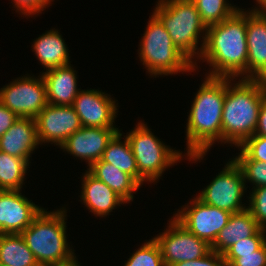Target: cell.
<instances>
[{
  "instance_id": "cell-1",
  "label": "cell",
  "mask_w": 266,
  "mask_h": 266,
  "mask_svg": "<svg viewBox=\"0 0 266 266\" xmlns=\"http://www.w3.org/2000/svg\"><path fill=\"white\" fill-rule=\"evenodd\" d=\"M244 10L240 8L229 18L207 27L199 58L212 67L205 76L247 79V26Z\"/></svg>"
},
{
  "instance_id": "cell-2",
  "label": "cell",
  "mask_w": 266,
  "mask_h": 266,
  "mask_svg": "<svg viewBox=\"0 0 266 266\" xmlns=\"http://www.w3.org/2000/svg\"><path fill=\"white\" fill-rule=\"evenodd\" d=\"M203 81L192 102L186 124V157L195 163L206 156L215 142L222 144L226 78L205 76Z\"/></svg>"
},
{
  "instance_id": "cell-3",
  "label": "cell",
  "mask_w": 266,
  "mask_h": 266,
  "mask_svg": "<svg viewBox=\"0 0 266 266\" xmlns=\"http://www.w3.org/2000/svg\"><path fill=\"white\" fill-rule=\"evenodd\" d=\"M233 81V82H232ZM266 99V81L226 78L222 114V142L239 147L254 135L262 102Z\"/></svg>"
},
{
  "instance_id": "cell-4",
  "label": "cell",
  "mask_w": 266,
  "mask_h": 266,
  "mask_svg": "<svg viewBox=\"0 0 266 266\" xmlns=\"http://www.w3.org/2000/svg\"><path fill=\"white\" fill-rule=\"evenodd\" d=\"M66 213L65 206L53 212L44 208L21 233L40 266L64 264L76 258L67 241Z\"/></svg>"
},
{
  "instance_id": "cell-5",
  "label": "cell",
  "mask_w": 266,
  "mask_h": 266,
  "mask_svg": "<svg viewBox=\"0 0 266 266\" xmlns=\"http://www.w3.org/2000/svg\"><path fill=\"white\" fill-rule=\"evenodd\" d=\"M153 14L162 22L178 50L194 64V71L198 69L193 59H199L202 54L207 27L193 1L158 0Z\"/></svg>"
},
{
  "instance_id": "cell-6",
  "label": "cell",
  "mask_w": 266,
  "mask_h": 266,
  "mask_svg": "<svg viewBox=\"0 0 266 266\" xmlns=\"http://www.w3.org/2000/svg\"><path fill=\"white\" fill-rule=\"evenodd\" d=\"M149 18L138 49L146 73L156 78L194 72V64L174 45L162 22L153 13Z\"/></svg>"
},
{
  "instance_id": "cell-7",
  "label": "cell",
  "mask_w": 266,
  "mask_h": 266,
  "mask_svg": "<svg viewBox=\"0 0 266 266\" xmlns=\"http://www.w3.org/2000/svg\"><path fill=\"white\" fill-rule=\"evenodd\" d=\"M128 133L124 136L131 146L139 175L146 182H157L167 168L175 166L186 156L160 141L142 120Z\"/></svg>"
},
{
  "instance_id": "cell-8",
  "label": "cell",
  "mask_w": 266,
  "mask_h": 266,
  "mask_svg": "<svg viewBox=\"0 0 266 266\" xmlns=\"http://www.w3.org/2000/svg\"><path fill=\"white\" fill-rule=\"evenodd\" d=\"M230 160V161H229ZM224 165L225 168L216 175L215 178L202 189L197 196L203 203L238 213L248 206L242 204V197L248 187H246L244 176L240 167L233 159H229Z\"/></svg>"
},
{
  "instance_id": "cell-9",
  "label": "cell",
  "mask_w": 266,
  "mask_h": 266,
  "mask_svg": "<svg viewBox=\"0 0 266 266\" xmlns=\"http://www.w3.org/2000/svg\"><path fill=\"white\" fill-rule=\"evenodd\" d=\"M19 77L0 88V102L20 118H33L48 104L42 75Z\"/></svg>"
},
{
  "instance_id": "cell-10",
  "label": "cell",
  "mask_w": 266,
  "mask_h": 266,
  "mask_svg": "<svg viewBox=\"0 0 266 266\" xmlns=\"http://www.w3.org/2000/svg\"><path fill=\"white\" fill-rule=\"evenodd\" d=\"M167 224L164 232L153 237L160 247L164 266L196 260L211 251V245L188 231L174 217Z\"/></svg>"
},
{
  "instance_id": "cell-11",
  "label": "cell",
  "mask_w": 266,
  "mask_h": 266,
  "mask_svg": "<svg viewBox=\"0 0 266 266\" xmlns=\"http://www.w3.org/2000/svg\"><path fill=\"white\" fill-rule=\"evenodd\" d=\"M178 209L173 217L192 234L212 245L227 225L231 213L203 203L197 196Z\"/></svg>"
},
{
  "instance_id": "cell-12",
  "label": "cell",
  "mask_w": 266,
  "mask_h": 266,
  "mask_svg": "<svg viewBox=\"0 0 266 266\" xmlns=\"http://www.w3.org/2000/svg\"><path fill=\"white\" fill-rule=\"evenodd\" d=\"M40 145L56 144L60 147L82 125L72 105L47 104L35 118Z\"/></svg>"
},
{
  "instance_id": "cell-13",
  "label": "cell",
  "mask_w": 266,
  "mask_h": 266,
  "mask_svg": "<svg viewBox=\"0 0 266 266\" xmlns=\"http://www.w3.org/2000/svg\"><path fill=\"white\" fill-rule=\"evenodd\" d=\"M99 89L80 90L74 100L73 108L84 127L117 128V100Z\"/></svg>"
},
{
  "instance_id": "cell-14",
  "label": "cell",
  "mask_w": 266,
  "mask_h": 266,
  "mask_svg": "<svg viewBox=\"0 0 266 266\" xmlns=\"http://www.w3.org/2000/svg\"><path fill=\"white\" fill-rule=\"evenodd\" d=\"M21 190H0V234H21L44 209Z\"/></svg>"
},
{
  "instance_id": "cell-15",
  "label": "cell",
  "mask_w": 266,
  "mask_h": 266,
  "mask_svg": "<svg viewBox=\"0 0 266 266\" xmlns=\"http://www.w3.org/2000/svg\"><path fill=\"white\" fill-rule=\"evenodd\" d=\"M247 79L266 80V15L257 7L246 11Z\"/></svg>"
},
{
  "instance_id": "cell-16",
  "label": "cell",
  "mask_w": 266,
  "mask_h": 266,
  "mask_svg": "<svg viewBox=\"0 0 266 266\" xmlns=\"http://www.w3.org/2000/svg\"><path fill=\"white\" fill-rule=\"evenodd\" d=\"M119 128H95L82 126L60 146L76 158L86 160L88 168L102 158L108 142Z\"/></svg>"
},
{
  "instance_id": "cell-17",
  "label": "cell",
  "mask_w": 266,
  "mask_h": 266,
  "mask_svg": "<svg viewBox=\"0 0 266 266\" xmlns=\"http://www.w3.org/2000/svg\"><path fill=\"white\" fill-rule=\"evenodd\" d=\"M82 187L79 201L95 216L106 217L112 210L127 202L104 182L93 176L88 170L81 177ZM121 204V205H120ZM117 206V207H116Z\"/></svg>"
},
{
  "instance_id": "cell-18",
  "label": "cell",
  "mask_w": 266,
  "mask_h": 266,
  "mask_svg": "<svg viewBox=\"0 0 266 266\" xmlns=\"http://www.w3.org/2000/svg\"><path fill=\"white\" fill-rule=\"evenodd\" d=\"M39 145L37 125L33 118H19L0 137V151L23 158L29 163L31 154Z\"/></svg>"
},
{
  "instance_id": "cell-19",
  "label": "cell",
  "mask_w": 266,
  "mask_h": 266,
  "mask_svg": "<svg viewBox=\"0 0 266 266\" xmlns=\"http://www.w3.org/2000/svg\"><path fill=\"white\" fill-rule=\"evenodd\" d=\"M71 64L46 70L41 75L46 84L47 101L52 105H73L81 89L77 88V74Z\"/></svg>"
},
{
  "instance_id": "cell-20",
  "label": "cell",
  "mask_w": 266,
  "mask_h": 266,
  "mask_svg": "<svg viewBox=\"0 0 266 266\" xmlns=\"http://www.w3.org/2000/svg\"><path fill=\"white\" fill-rule=\"evenodd\" d=\"M261 228L248 209L232 213L227 225L218 233L211 245V250L223 254L233 244L256 234Z\"/></svg>"
},
{
  "instance_id": "cell-21",
  "label": "cell",
  "mask_w": 266,
  "mask_h": 266,
  "mask_svg": "<svg viewBox=\"0 0 266 266\" xmlns=\"http://www.w3.org/2000/svg\"><path fill=\"white\" fill-rule=\"evenodd\" d=\"M59 30L50 29L40 35L32 44L38 61L44 70L70 64L69 49Z\"/></svg>"
},
{
  "instance_id": "cell-22",
  "label": "cell",
  "mask_w": 266,
  "mask_h": 266,
  "mask_svg": "<svg viewBox=\"0 0 266 266\" xmlns=\"http://www.w3.org/2000/svg\"><path fill=\"white\" fill-rule=\"evenodd\" d=\"M87 170L115 191L127 203L133 201V193L137 192L141 187L131 175L101 159L94 162Z\"/></svg>"
},
{
  "instance_id": "cell-23",
  "label": "cell",
  "mask_w": 266,
  "mask_h": 266,
  "mask_svg": "<svg viewBox=\"0 0 266 266\" xmlns=\"http://www.w3.org/2000/svg\"><path fill=\"white\" fill-rule=\"evenodd\" d=\"M122 134L121 130L118 131L108 142L101 160L128 173L142 186L146 181L139 175L136 159L126 136L122 142Z\"/></svg>"
},
{
  "instance_id": "cell-24",
  "label": "cell",
  "mask_w": 266,
  "mask_h": 266,
  "mask_svg": "<svg viewBox=\"0 0 266 266\" xmlns=\"http://www.w3.org/2000/svg\"><path fill=\"white\" fill-rule=\"evenodd\" d=\"M0 266H40L21 234H0Z\"/></svg>"
},
{
  "instance_id": "cell-25",
  "label": "cell",
  "mask_w": 266,
  "mask_h": 266,
  "mask_svg": "<svg viewBox=\"0 0 266 266\" xmlns=\"http://www.w3.org/2000/svg\"><path fill=\"white\" fill-rule=\"evenodd\" d=\"M29 162L0 151V190H22Z\"/></svg>"
},
{
  "instance_id": "cell-26",
  "label": "cell",
  "mask_w": 266,
  "mask_h": 266,
  "mask_svg": "<svg viewBox=\"0 0 266 266\" xmlns=\"http://www.w3.org/2000/svg\"><path fill=\"white\" fill-rule=\"evenodd\" d=\"M206 27L218 24L232 16L238 9L227 0H192ZM233 5V6H232ZM236 6V7H235Z\"/></svg>"
},
{
  "instance_id": "cell-27",
  "label": "cell",
  "mask_w": 266,
  "mask_h": 266,
  "mask_svg": "<svg viewBox=\"0 0 266 266\" xmlns=\"http://www.w3.org/2000/svg\"><path fill=\"white\" fill-rule=\"evenodd\" d=\"M123 266H164L161 250L154 238L143 243Z\"/></svg>"
},
{
  "instance_id": "cell-28",
  "label": "cell",
  "mask_w": 266,
  "mask_h": 266,
  "mask_svg": "<svg viewBox=\"0 0 266 266\" xmlns=\"http://www.w3.org/2000/svg\"><path fill=\"white\" fill-rule=\"evenodd\" d=\"M238 156L232 159L242 170L245 184L252 183V188L266 186V163L250 160L241 150Z\"/></svg>"
},
{
  "instance_id": "cell-29",
  "label": "cell",
  "mask_w": 266,
  "mask_h": 266,
  "mask_svg": "<svg viewBox=\"0 0 266 266\" xmlns=\"http://www.w3.org/2000/svg\"><path fill=\"white\" fill-rule=\"evenodd\" d=\"M266 243V229L261 228L256 234L241 239L223 253L226 266H229L240 254L253 253Z\"/></svg>"
},
{
  "instance_id": "cell-30",
  "label": "cell",
  "mask_w": 266,
  "mask_h": 266,
  "mask_svg": "<svg viewBox=\"0 0 266 266\" xmlns=\"http://www.w3.org/2000/svg\"><path fill=\"white\" fill-rule=\"evenodd\" d=\"M247 209L257 223L266 229V186L252 188Z\"/></svg>"
},
{
  "instance_id": "cell-31",
  "label": "cell",
  "mask_w": 266,
  "mask_h": 266,
  "mask_svg": "<svg viewBox=\"0 0 266 266\" xmlns=\"http://www.w3.org/2000/svg\"><path fill=\"white\" fill-rule=\"evenodd\" d=\"M238 149L250 160L266 163V137L253 135L247 138Z\"/></svg>"
},
{
  "instance_id": "cell-32",
  "label": "cell",
  "mask_w": 266,
  "mask_h": 266,
  "mask_svg": "<svg viewBox=\"0 0 266 266\" xmlns=\"http://www.w3.org/2000/svg\"><path fill=\"white\" fill-rule=\"evenodd\" d=\"M15 11L19 12L20 15L30 16L39 15L42 11L46 10L54 0H12ZM39 13V14H38Z\"/></svg>"
},
{
  "instance_id": "cell-33",
  "label": "cell",
  "mask_w": 266,
  "mask_h": 266,
  "mask_svg": "<svg viewBox=\"0 0 266 266\" xmlns=\"http://www.w3.org/2000/svg\"><path fill=\"white\" fill-rule=\"evenodd\" d=\"M229 266H266V243L253 253L240 254Z\"/></svg>"
},
{
  "instance_id": "cell-34",
  "label": "cell",
  "mask_w": 266,
  "mask_h": 266,
  "mask_svg": "<svg viewBox=\"0 0 266 266\" xmlns=\"http://www.w3.org/2000/svg\"><path fill=\"white\" fill-rule=\"evenodd\" d=\"M173 266H226L223 254L211 250L202 258L192 261H182Z\"/></svg>"
},
{
  "instance_id": "cell-35",
  "label": "cell",
  "mask_w": 266,
  "mask_h": 266,
  "mask_svg": "<svg viewBox=\"0 0 266 266\" xmlns=\"http://www.w3.org/2000/svg\"><path fill=\"white\" fill-rule=\"evenodd\" d=\"M20 117L0 102V137L19 119Z\"/></svg>"
},
{
  "instance_id": "cell-36",
  "label": "cell",
  "mask_w": 266,
  "mask_h": 266,
  "mask_svg": "<svg viewBox=\"0 0 266 266\" xmlns=\"http://www.w3.org/2000/svg\"><path fill=\"white\" fill-rule=\"evenodd\" d=\"M254 135L266 137V99L261 104Z\"/></svg>"
},
{
  "instance_id": "cell-37",
  "label": "cell",
  "mask_w": 266,
  "mask_h": 266,
  "mask_svg": "<svg viewBox=\"0 0 266 266\" xmlns=\"http://www.w3.org/2000/svg\"><path fill=\"white\" fill-rule=\"evenodd\" d=\"M78 262V258L73 259L72 261L64 264L52 265V266H81Z\"/></svg>"
},
{
  "instance_id": "cell-38",
  "label": "cell",
  "mask_w": 266,
  "mask_h": 266,
  "mask_svg": "<svg viewBox=\"0 0 266 266\" xmlns=\"http://www.w3.org/2000/svg\"><path fill=\"white\" fill-rule=\"evenodd\" d=\"M256 4L258 5L257 9H265L266 8V0H256Z\"/></svg>"
},
{
  "instance_id": "cell-39",
  "label": "cell",
  "mask_w": 266,
  "mask_h": 266,
  "mask_svg": "<svg viewBox=\"0 0 266 266\" xmlns=\"http://www.w3.org/2000/svg\"><path fill=\"white\" fill-rule=\"evenodd\" d=\"M265 15H266V8L265 9H260Z\"/></svg>"
}]
</instances>
